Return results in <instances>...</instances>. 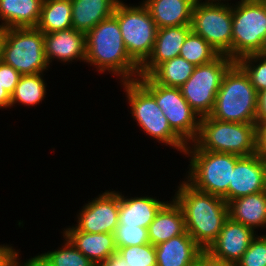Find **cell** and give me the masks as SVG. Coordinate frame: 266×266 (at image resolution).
Returning <instances> with one entry per match:
<instances>
[{"label":"cell","instance_id":"cell-1","mask_svg":"<svg viewBox=\"0 0 266 266\" xmlns=\"http://www.w3.org/2000/svg\"><path fill=\"white\" fill-rule=\"evenodd\" d=\"M173 199L181 207L185 229L206 251L217 239L228 215V203L221 197L195 189L185 179Z\"/></svg>","mask_w":266,"mask_h":266},{"label":"cell","instance_id":"cell-2","mask_svg":"<svg viewBox=\"0 0 266 266\" xmlns=\"http://www.w3.org/2000/svg\"><path fill=\"white\" fill-rule=\"evenodd\" d=\"M85 62L94 65L99 73L106 71L119 77L121 82L139 77L140 66L129 56L113 15L86 34Z\"/></svg>","mask_w":266,"mask_h":266},{"label":"cell","instance_id":"cell-3","mask_svg":"<svg viewBox=\"0 0 266 266\" xmlns=\"http://www.w3.org/2000/svg\"><path fill=\"white\" fill-rule=\"evenodd\" d=\"M184 155L187 158L190 157L185 180L195 189L221 197L228 203L232 171L241 157L235 154L200 150L194 143L187 145Z\"/></svg>","mask_w":266,"mask_h":266},{"label":"cell","instance_id":"cell-4","mask_svg":"<svg viewBox=\"0 0 266 266\" xmlns=\"http://www.w3.org/2000/svg\"><path fill=\"white\" fill-rule=\"evenodd\" d=\"M258 93L248 75L235 62L225 73L209 115L234 123H255Z\"/></svg>","mask_w":266,"mask_h":266},{"label":"cell","instance_id":"cell-5","mask_svg":"<svg viewBox=\"0 0 266 266\" xmlns=\"http://www.w3.org/2000/svg\"><path fill=\"white\" fill-rule=\"evenodd\" d=\"M193 143L200 150L251 156L257 153V126L256 123H234L210 116L202 117Z\"/></svg>","mask_w":266,"mask_h":266},{"label":"cell","instance_id":"cell-6","mask_svg":"<svg viewBox=\"0 0 266 266\" xmlns=\"http://www.w3.org/2000/svg\"><path fill=\"white\" fill-rule=\"evenodd\" d=\"M120 83L123 84L132 118L141 130L154 140L184 154L187 145L172 131L155 98L137 80Z\"/></svg>","mask_w":266,"mask_h":266},{"label":"cell","instance_id":"cell-7","mask_svg":"<svg viewBox=\"0 0 266 266\" xmlns=\"http://www.w3.org/2000/svg\"><path fill=\"white\" fill-rule=\"evenodd\" d=\"M232 60L258 54L266 37V3L240 0L232 4Z\"/></svg>","mask_w":266,"mask_h":266},{"label":"cell","instance_id":"cell-8","mask_svg":"<svg viewBox=\"0 0 266 266\" xmlns=\"http://www.w3.org/2000/svg\"><path fill=\"white\" fill-rule=\"evenodd\" d=\"M1 61L21 75L43 73L50 68L44 50V33L37 28L5 29Z\"/></svg>","mask_w":266,"mask_h":266},{"label":"cell","instance_id":"cell-9","mask_svg":"<svg viewBox=\"0 0 266 266\" xmlns=\"http://www.w3.org/2000/svg\"><path fill=\"white\" fill-rule=\"evenodd\" d=\"M136 80L155 98L172 131L186 145L193 143L201 118L185 100L180 88L157 84L150 76H139Z\"/></svg>","mask_w":266,"mask_h":266},{"label":"cell","instance_id":"cell-10","mask_svg":"<svg viewBox=\"0 0 266 266\" xmlns=\"http://www.w3.org/2000/svg\"><path fill=\"white\" fill-rule=\"evenodd\" d=\"M202 1L196 0L193 6L192 31L219 54L232 59V5H229L232 3H228L230 0Z\"/></svg>","mask_w":266,"mask_h":266},{"label":"cell","instance_id":"cell-11","mask_svg":"<svg viewBox=\"0 0 266 266\" xmlns=\"http://www.w3.org/2000/svg\"><path fill=\"white\" fill-rule=\"evenodd\" d=\"M117 4L113 16L118 20L123 42L129 56L141 66L150 56L157 34V26L147 8L140 5Z\"/></svg>","mask_w":266,"mask_h":266},{"label":"cell","instance_id":"cell-12","mask_svg":"<svg viewBox=\"0 0 266 266\" xmlns=\"http://www.w3.org/2000/svg\"><path fill=\"white\" fill-rule=\"evenodd\" d=\"M235 63L227 55L196 66L192 75L180 87L183 97L200 118L209 116L227 70Z\"/></svg>","mask_w":266,"mask_h":266},{"label":"cell","instance_id":"cell-13","mask_svg":"<svg viewBox=\"0 0 266 266\" xmlns=\"http://www.w3.org/2000/svg\"><path fill=\"white\" fill-rule=\"evenodd\" d=\"M77 214L74 225L85 233H114L118 225L119 192L106 191L88 201Z\"/></svg>","mask_w":266,"mask_h":266},{"label":"cell","instance_id":"cell-14","mask_svg":"<svg viewBox=\"0 0 266 266\" xmlns=\"http://www.w3.org/2000/svg\"><path fill=\"white\" fill-rule=\"evenodd\" d=\"M256 235L250 227L228 217L217 239L205 251V256L217 263L236 265Z\"/></svg>","mask_w":266,"mask_h":266},{"label":"cell","instance_id":"cell-15","mask_svg":"<svg viewBox=\"0 0 266 266\" xmlns=\"http://www.w3.org/2000/svg\"><path fill=\"white\" fill-rule=\"evenodd\" d=\"M261 191H266V161L257 153L241 157L232 171L228 202Z\"/></svg>","mask_w":266,"mask_h":266},{"label":"cell","instance_id":"cell-16","mask_svg":"<svg viewBox=\"0 0 266 266\" xmlns=\"http://www.w3.org/2000/svg\"><path fill=\"white\" fill-rule=\"evenodd\" d=\"M44 50L49 66L54 59L64 64L73 60L85 63L86 34L74 28L45 33Z\"/></svg>","mask_w":266,"mask_h":266},{"label":"cell","instance_id":"cell-17","mask_svg":"<svg viewBox=\"0 0 266 266\" xmlns=\"http://www.w3.org/2000/svg\"><path fill=\"white\" fill-rule=\"evenodd\" d=\"M191 25L159 28L149 58L140 66L139 76H149L161 63L180 55Z\"/></svg>","mask_w":266,"mask_h":266},{"label":"cell","instance_id":"cell-18","mask_svg":"<svg viewBox=\"0 0 266 266\" xmlns=\"http://www.w3.org/2000/svg\"><path fill=\"white\" fill-rule=\"evenodd\" d=\"M155 250L156 266H192L205 255L187 231L158 244Z\"/></svg>","mask_w":266,"mask_h":266},{"label":"cell","instance_id":"cell-19","mask_svg":"<svg viewBox=\"0 0 266 266\" xmlns=\"http://www.w3.org/2000/svg\"><path fill=\"white\" fill-rule=\"evenodd\" d=\"M71 244L94 264L104 261L117 252L114 233H85L75 226L63 230Z\"/></svg>","mask_w":266,"mask_h":266},{"label":"cell","instance_id":"cell-20","mask_svg":"<svg viewBox=\"0 0 266 266\" xmlns=\"http://www.w3.org/2000/svg\"><path fill=\"white\" fill-rule=\"evenodd\" d=\"M126 197L119 192L118 225L148 228L159 210L168 202L153 196Z\"/></svg>","mask_w":266,"mask_h":266},{"label":"cell","instance_id":"cell-21","mask_svg":"<svg viewBox=\"0 0 266 266\" xmlns=\"http://www.w3.org/2000/svg\"><path fill=\"white\" fill-rule=\"evenodd\" d=\"M196 0H143L157 28L191 25Z\"/></svg>","mask_w":266,"mask_h":266},{"label":"cell","instance_id":"cell-22","mask_svg":"<svg viewBox=\"0 0 266 266\" xmlns=\"http://www.w3.org/2000/svg\"><path fill=\"white\" fill-rule=\"evenodd\" d=\"M147 229L149 242L154 246L183 234L186 229L181 207L174 199L168 201L159 210Z\"/></svg>","mask_w":266,"mask_h":266},{"label":"cell","instance_id":"cell-23","mask_svg":"<svg viewBox=\"0 0 266 266\" xmlns=\"http://www.w3.org/2000/svg\"><path fill=\"white\" fill-rule=\"evenodd\" d=\"M121 0H71L72 27L87 34L98 23L114 14Z\"/></svg>","mask_w":266,"mask_h":266},{"label":"cell","instance_id":"cell-24","mask_svg":"<svg viewBox=\"0 0 266 266\" xmlns=\"http://www.w3.org/2000/svg\"><path fill=\"white\" fill-rule=\"evenodd\" d=\"M229 217L252 230L266 228V191L239 197L228 202Z\"/></svg>","mask_w":266,"mask_h":266},{"label":"cell","instance_id":"cell-25","mask_svg":"<svg viewBox=\"0 0 266 266\" xmlns=\"http://www.w3.org/2000/svg\"><path fill=\"white\" fill-rule=\"evenodd\" d=\"M43 0H0L2 28H36Z\"/></svg>","mask_w":266,"mask_h":266},{"label":"cell","instance_id":"cell-26","mask_svg":"<svg viewBox=\"0 0 266 266\" xmlns=\"http://www.w3.org/2000/svg\"><path fill=\"white\" fill-rule=\"evenodd\" d=\"M36 28L44 34L73 28L71 0H43Z\"/></svg>","mask_w":266,"mask_h":266},{"label":"cell","instance_id":"cell-27","mask_svg":"<svg viewBox=\"0 0 266 266\" xmlns=\"http://www.w3.org/2000/svg\"><path fill=\"white\" fill-rule=\"evenodd\" d=\"M64 244L57 250L44 252L31 257L34 266H95L82 252L64 237Z\"/></svg>","mask_w":266,"mask_h":266},{"label":"cell","instance_id":"cell-28","mask_svg":"<svg viewBox=\"0 0 266 266\" xmlns=\"http://www.w3.org/2000/svg\"><path fill=\"white\" fill-rule=\"evenodd\" d=\"M195 67L194 64L178 56L161 63L149 76L157 84L180 88L192 75Z\"/></svg>","mask_w":266,"mask_h":266},{"label":"cell","instance_id":"cell-29","mask_svg":"<svg viewBox=\"0 0 266 266\" xmlns=\"http://www.w3.org/2000/svg\"><path fill=\"white\" fill-rule=\"evenodd\" d=\"M44 73L21 75L14 93L11 95L10 107L14 104L36 106L46 98L47 83Z\"/></svg>","mask_w":266,"mask_h":266},{"label":"cell","instance_id":"cell-30","mask_svg":"<svg viewBox=\"0 0 266 266\" xmlns=\"http://www.w3.org/2000/svg\"><path fill=\"white\" fill-rule=\"evenodd\" d=\"M220 54L203 37L191 31L180 49V57L199 66L215 60Z\"/></svg>","mask_w":266,"mask_h":266},{"label":"cell","instance_id":"cell-31","mask_svg":"<svg viewBox=\"0 0 266 266\" xmlns=\"http://www.w3.org/2000/svg\"><path fill=\"white\" fill-rule=\"evenodd\" d=\"M236 63L248 75L257 93L266 89V56L249 54L239 58Z\"/></svg>","mask_w":266,"mask_h":266},{"label":"cell","instance_id":"cell-32","mask_svg":"<svg viewBox=\"0 0 266 266\" xmlns=\"http://www.w3.org/2000/svg\"><path fill=\"white\" fill-rule=\"evenodd\" d=\"M117 253L126 261V266H156V250L151 243L121 247Z\"/></svg>","mask_w":266,"mask_h":266},{"label":"cell","instance_id":"cell-33","mask_svg":"<svg viewBox=\"0 0 266 266\" xmlns=\"http://www.w3.org/2000/svg\"><path fill=\"white\" fill-rule=\"evenodd\" d=\"M117 250L121 247L148 244V229L137 226L117 225L114 231Z\"/></svg>","mask_w":266,"mask_h":266},{"label":"cell","instance_id":"cell-34","mask_svg":"<svg viewBox=\"0 0 266 266\" xmlns=\"http://www.w3.org/2000/svg\"><path fill=\"white\" fill-rule=\"evenodd\" d=\"M236 266H266V233L256 235Z\"/></svg>","mask_w":266,"mask_h":266},{"label":"cell","instance_id":"cell-35","mask_svg":"<svg viewBox=\"0 0 266 266\" xmlns=\"http://www.w3.org/2000/svg\"><path fill=\"white\" fill-rule=\"evenodd\" d=\"M20 77L21 74L12 66L0 61V84L10 95L14 93Z\"/></svg>","mask_w":266,"mask_h":266},{"label":"cell","instance_id":"cell-36","mask_svg":"<svg viewBox=\"0 0 266 266\" xmlns=\"http://www.w3.org/2000/svg\"><path fill=\"white\" fill-rule=\"evenodd\" d=\"M20 253L11 245H0V266H15L21 258Z\"/></svg>","mask_w":266,"mask_h":266},{"label":"cell","instance_id":"cell-37","mask_svg":"<svg viewBox=\"0 0 266 266\" xmlns=\"http://www.w3.org/2000/svg\"><path fill=\"white\" fill-rule=\"evenodd\" d=\"M255 123L257 127L266 124V89L258 92Z\"/></svg>","mask_w":266,"mask_h":266},{"label":"cell","instance_id":"cell-38","mask_svg":"<svg viewBox=\"0 0 266 266\" xmlns=\"http://www.w3.org/2000/svg\"><path fill=\"white\" fill-rule=\"evenodd\" d=\"M257 154L266 161V124L257 127Z\"/></svg>","mask_w":266,"mask_h":266},{"label":"cell","instance_id":"cell-39","mask_svg":"<svg viewBox=\"0 0 266 266\" xmlns=\"http://www.w3.org/2000/svg\"><path fill=\"white\" fill-rule=\"evenodd\" d=\"M95 266H126V261L116 252L106 260L96 263Z\"/></svg>","mask_w":266,"mask_h":266},{"label":"cell","instance_id":"cell-40","mask_svg":"<svg viewBox=\"0 0 266 266\" xmlns=\"http://www.w3.org/2000/svg\"><path fill=\"white\" fill-rule=\"evenodd\" d=\"M11 95L0 84V109L10 108Z\"/></svg>","mask_w":266,"mask_h":266},{"label":"cell","instance_id":"cell-41","mask_svg":"<svg viewBox=\"0 0 266 266\" xmlns=\"http://www.w3.org/2000/svg\"><path fill=\"white\" fill-rule=\"evenodd\" d=\"M4 35H5V28H2L0 26V61H1V56H2V45L4 42Z\"/></svg>","mask_w":266,"mask_h":266},{"label":"cell","instance_id":"cell-42","mask_svg":"<svg viewBox=\"0 0 266 266\" xmlns=\"http://www.w3.org/2000/svg\"><path fill=\"white\" fill-rule=\"evenodd\" d=\"M192 266H208V257L205 255Z\"/></svg>","mask_w":266,"mask_h":266},{"label":"cell","instance_id":"cell-43","mask_svg":"<svg viewBox=\"0 0 266 266\" xmlns=\"http://www.w3.org/2000/svg\"><path fill=\"white\" fill-rule=\"evenodd\" d=\"M208 266H236L234 264H222V263H217L208 258Z\"/></svg>","mask_w":266,"mask_h":266},{"label":"cell","instance_id":"cell-44","mask_svg":"<svg viewBox=\"0 0 266 266\" xmlns=\"http://www.w3.org/2000/svg\"><path fill=\"white\" fill-rule=\"evenodd\" d=\"M15 266H34V264L31 259H27V261L25 260V262L22 263L21 260H19V262Z\"/></svg>","mask_w":266,"mask_h":266},{"label":"cell","instance_id":"cell-45","mask_svg":"<svg viewBox=\"0 0 266 266\" xmlns=\"http://www.w3.org/2000/svg\"><path fill=\"white\" fill-rule=\"evenodd\" d=\"M258 54L263 55V56H266V37L264 39V42H263L261 51Z\"/></svg>","mask_w":266,"mask_h":266}]
</instances>
